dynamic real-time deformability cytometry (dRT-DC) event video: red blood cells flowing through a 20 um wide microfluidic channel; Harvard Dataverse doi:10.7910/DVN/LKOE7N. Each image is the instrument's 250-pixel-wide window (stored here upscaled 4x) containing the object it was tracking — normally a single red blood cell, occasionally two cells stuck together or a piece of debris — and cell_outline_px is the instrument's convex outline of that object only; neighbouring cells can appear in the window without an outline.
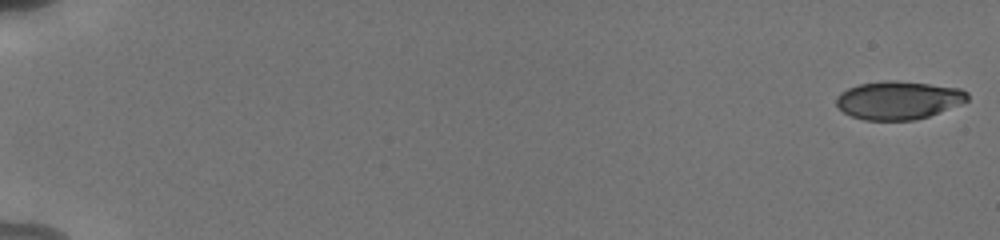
{"species": "human", "species_latin": "Homo sapiens", "temperature_condition": "cold", "stored_images_in_passage": 56, "camera_frame_rate_fps": 3000, "um_per_image_px": 0.085, "donor": {"sex": "male"}, "frame": {"image": 1, "passage_image": 1, "time_ms": 0.0, "image_size_px": [1000, 240], "cell_outline_px": [[968, 100], [964, 104], [916, 120], [864, 120], [852, 116], [844, 112], [836, 104], [836, 96], [840, 92], [848, 88], [860, 84], [884, 80], [892, 80], [928, 84], [960, 88], [968, 92]], "centroid_in_image_um": [76.39, 8.52], "position_along_channel_um": 8.6, "area_um2": 29.3}}
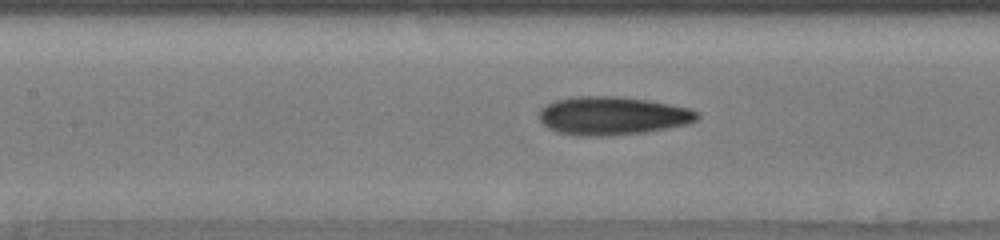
{"frame": {"image": 2, "passage_image": 28, "time_ms": 9.0, "image_size_px": [1000, 240], "cell_outline_px": [[700, 116], [696, 120], [688, 124], [644, 132], [604, 136], [576, 136], [556, 132], [548, 128], [540, 120], [540, 108], [556, 100], [576, 96], [620, 96], [648, 100], [692, 108], [700, 112]], "centroid_in_image_um": [52.08, 9.84], "position_along_channel_um": 155.3, "area_um2": 35.49}}
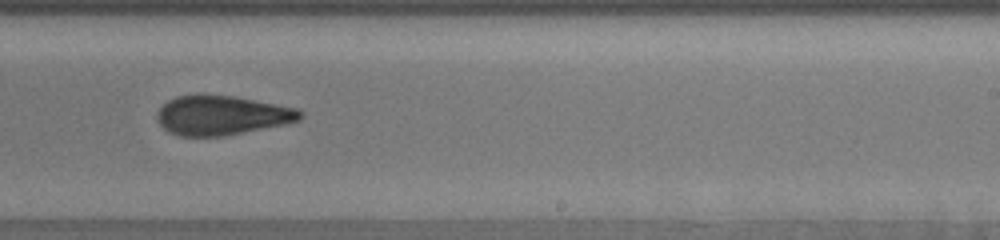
{"frame": {"image": 3, "passage_image": 37, "time_ms": 12.0, "image_size_px": [1000, 240], "cell_outline_px": [[304, 116], [300, 120], [288, 124], [224, 136], [180, 136], [168, 132], [160, 124], [156, 116], [156, 112], [168, 100], [176, 96], [200, 92], [236, 96], [300, 108], [304, 112]], "centroid_in_image_um": [18.89, 9.77], "position_along_channel_um": 270.1, "area_um2": 33.87}, "authors_computed_cell_mechanics": {"area_um2": 32.2235, "velocity_mm_per_s": 3.8476, "shape_relaxation_time_tau1_ms": 6.5299, "shape_relaxation_time_tau2_ms": 2.7852, "deformation_change_tau1": 0.1608, "deformation_change_tau2": 0.0999}}